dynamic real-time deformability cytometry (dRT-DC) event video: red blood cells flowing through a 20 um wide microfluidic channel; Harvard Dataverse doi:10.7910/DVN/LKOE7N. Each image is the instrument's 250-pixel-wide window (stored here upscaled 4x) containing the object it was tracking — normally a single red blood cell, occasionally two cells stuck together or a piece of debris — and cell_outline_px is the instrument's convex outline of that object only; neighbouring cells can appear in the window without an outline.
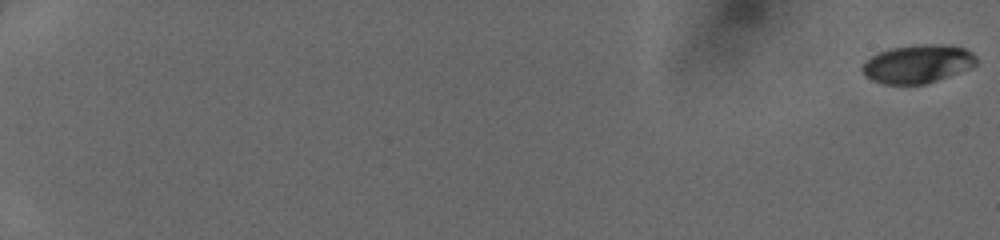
{"species": "human", "species_latin": "Homo sapiens", "temperature_condition": "cold", "stored_images_in_passage": 52, "camera_frame_rate_fps": 3000, "um_per_image_px": 0.085, "donor": {"sex": "female"}, "frame": {"image": 1, "passage_image": 1, "time_ms": 0.0, "image_size_px": [1000, 240], "cell_outline_px": [[980, 64], [972, 68], [924, 84], [884, 84], [872, 80], [864, 76], [860, 68], [864, 60], [888, 48], [920, 44], [952, 44], [964, 48], [972, 52], [976, 56]], "centroid_in_image_um": [78.02, 5.41], "position_along_channel_um": 7.0, "area_um2": 25.95}}
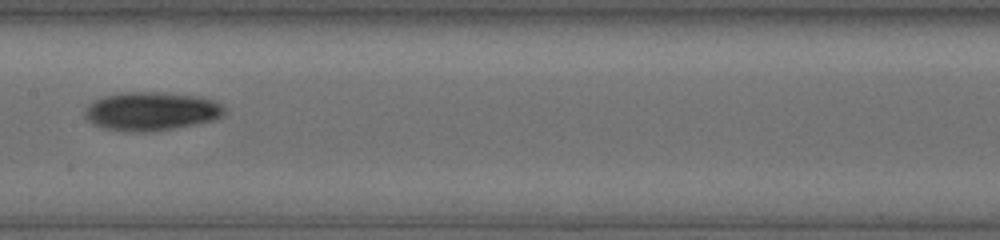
{"frame": {"image": 2, "passage_image": 31, "time_ms": 10.0, "image_size_px": [1000, 240], "cell_outline_px": [[228, 112], [212, 120], [172, 128], [148, 132], [132, 132], [104, 128], [92, 124], [84, 116], [84, 112], [88, 104], [104, 96], [120, 92], [160, 92], [204, 96], [228, 108]], "centroid_in_image_um": [12.86, 9.44], "position_along_channel_um": 194.5, "area_um2": 31.5}}
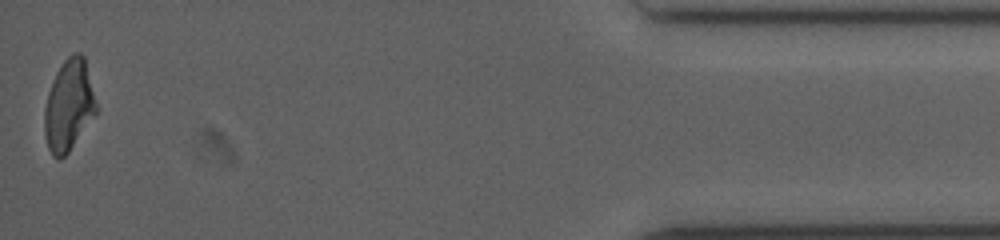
{"frame": {"image": 3, "passage_image": 52, "time_ms": 17.0, "image_size_px": [1000, 240], "cell_outline_px": [[96, 112], [68, 152], [64, 156], [52, 156], [48, 148], [44, 136], [44, 108], [48, 92], [56, 72], [64, 60], [72, 52], [80, 52], [84, 56], [96, 104]], "centroid_in_image_um": [5.81, 8.93], "position_along_channel_um": 429.4, "area_um2": 26.99}}